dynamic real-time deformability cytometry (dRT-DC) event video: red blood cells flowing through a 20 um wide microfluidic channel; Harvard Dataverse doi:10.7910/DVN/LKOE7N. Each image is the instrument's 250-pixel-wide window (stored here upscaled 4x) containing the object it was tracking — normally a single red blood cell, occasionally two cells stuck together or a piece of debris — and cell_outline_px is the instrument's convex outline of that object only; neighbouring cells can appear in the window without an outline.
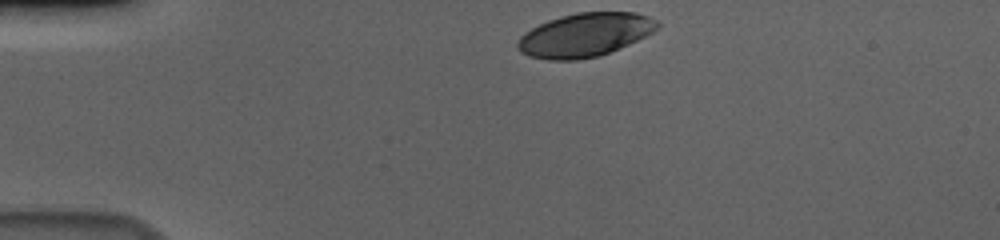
{"species": "human", "species_latin": "Homo sapiens", "temperature_condition": "cold", "stored_images_in_passage": 36, "camera_frame_rate_fps": 3000, "um_per_image_px": 0.085, "donor": {"sex": "male"}, "frame": {"image": 1, "passage_image": 1, "time_ms": 0.0, "image_size_px": [1000, 240], "cell_outline_px": [[660, 24], [652, 32], [628, 44], [600, 56], [576, 60], [548, 60], [528, 56], [520, 52], [516, 48], [516, 40], [524, 32], [548, 20], [560, 16], [576, 12], [636, 12], [648, 16], [656, 20]], "centroid_in_image_um": [49.66, 2.97], "position_along_channel_um": 35.3, "area_um2": 35.6}}
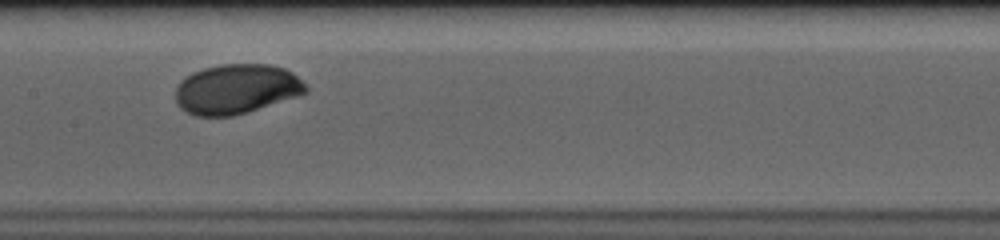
{"frame": {"image": 2, "passage_image": 18, "time_ms": 5.667, "image_size_px": [1000, 240], "cell_outline_px": [[308, 92], [300, 96], [232, 116], [196, 116], [180, 108], [176, 104], [176, 88], [180, 80], [192, 72], [204, 68], [220, 64], [268, 64], [284, 68], [292, 72], [308, 88]], "centroid_in_image_um": [20.09, 7.57], "position_along_channel_um": 187.3, "area_um2": 37.86}}
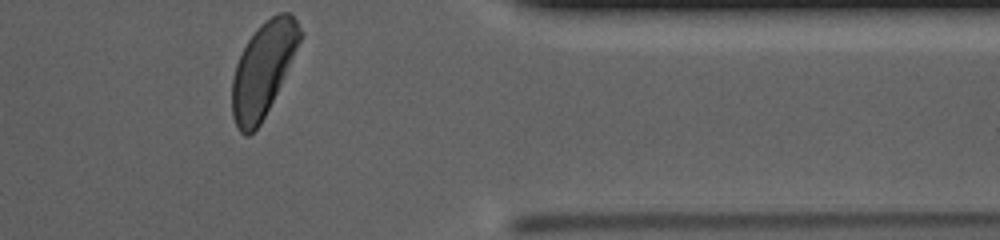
{"frame": {"image": 3, "passage_image": 36, "time_ms": 11.667, "image_size_px": [1000, 240], "cell_outline_px": [[300, 40], [276, 92], [260, 124], [248, 136], [244, 136], [240, 132], [232, 116], [232, 80], [236, 64], [248, 40], [256, 28], [264, 20], [280, 12], [292, 12], [300, 28]], "centroid_in_image_um": [22.33, 5.88], "position_along_channel_um": 389.1, "area_um2": 36.18}, "authors_computed_cell_mechanics": {"area_um2": 36.9342, "velocity_mm_per_s": 3.6123, "shape_relaxation_time_tau1_ms": 3.5802, "shape_relaxation_time_tau2_ms": null, "deformation_change_tau1": 0.1634, "deformation_change_tau2": null}}